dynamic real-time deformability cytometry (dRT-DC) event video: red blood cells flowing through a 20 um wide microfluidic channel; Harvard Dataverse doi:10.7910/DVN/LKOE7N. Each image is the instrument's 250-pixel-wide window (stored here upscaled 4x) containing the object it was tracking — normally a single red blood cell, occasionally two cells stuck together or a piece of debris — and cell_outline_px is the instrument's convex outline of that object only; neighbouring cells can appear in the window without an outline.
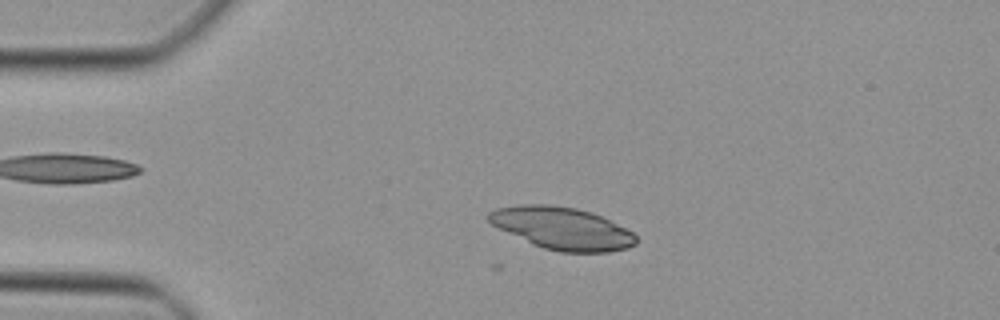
{"species": "Egyptian fruit bat (a non-hibernating species)", "species_latin": "Rousettus aegyptiacus", "temperature_condition": "cold", "stored_images_in_passage": 3, "camera_frame_rate_fps": 3000, "um_per_image_px": 0.085, "animal": {"sex": "female"}, "frame": {"image": 1, "passage_image": 1, "time_ms": 0.0, "image_size_px": [1000, 320], "cell_outline_px": [[636, 244], [628, 248], [608, 252], [560, 252], [544, 248], [532, 244], [492, 224], [488, 220], [488, 212], [496, 208], [520, 204], [548, 204], [576, 208], [592, 212], [632, 232], [636, 236]], "centroid_in_image_um": [47.77, 19.4], "position_along_channel_um": 37.2, "area_um2": 36.01}}